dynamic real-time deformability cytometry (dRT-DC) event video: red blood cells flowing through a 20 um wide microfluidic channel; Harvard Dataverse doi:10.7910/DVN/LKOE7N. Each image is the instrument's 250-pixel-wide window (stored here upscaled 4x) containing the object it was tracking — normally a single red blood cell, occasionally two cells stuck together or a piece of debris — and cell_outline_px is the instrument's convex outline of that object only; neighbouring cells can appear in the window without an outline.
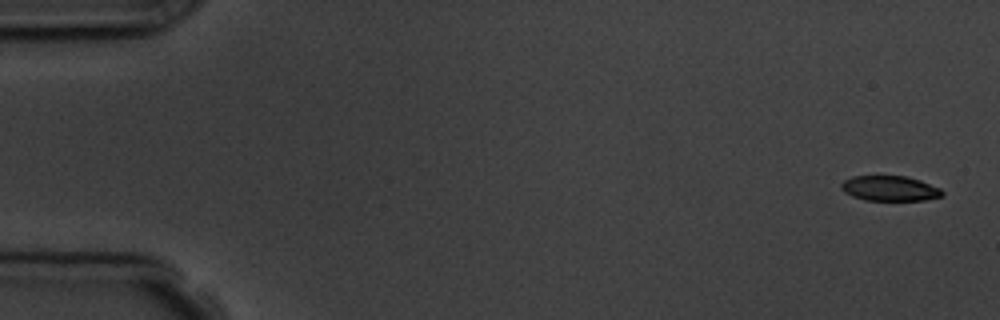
{"species": "common noctule bat (a hibernating species)", "species_latin": "Nyctalus noctula", "temperature_condition": "room temperature", "stored_images_in_passage": 5, "camera_frame_rate_fps": 3000, "um_per_image_px": 0.085, "animal": {"sex": "male", "body_mass_g": 19.5, "forearm_length_mm": 54.6}, "frame": {"image": 1, "passage_image": 1, "time_ms": 0.0, "image_size_px": [1000, 320], "cell_outline_px": [[944, 196], [924, 200], [864, 200], [852, 196], [844, 192], [840, 188], [840, 184], [844, 180], [852, 176], [904, 176], [920, 180], [940, 188], [944, 192]], "centroid_in_image_um": [75.62, 16.01], "position_along_channel_um": 9.4, "area_um2": 14.85}}
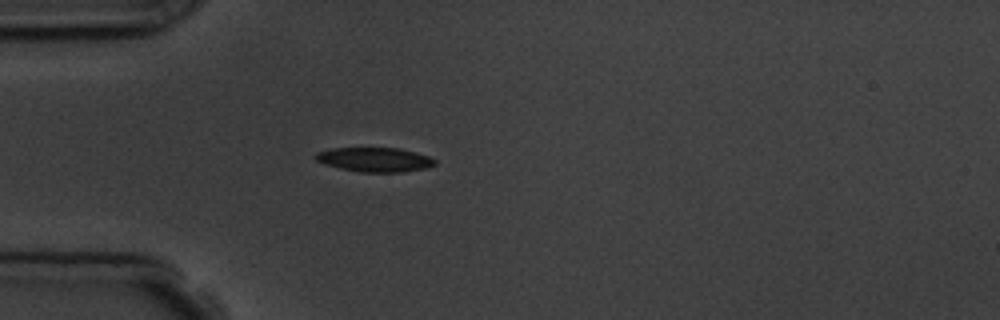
{"frame": {"image": 2, "passage_image": 5, "time_ms": 4.667, "image_size_px": [1000, 320], "cell_outline_px": [[436, 164], [424, 168], [404, 172], [360, 172], [340, 168], [324, 164], [316, 160], [312, 156], [316, 152], [332, 148], [400, 148], [416, 152], [428, 156], [436, 160]], "centroid_in_image_um": [31.82, 13.56], "position_along_channel_um": 53.2, "area_um2": 16.99}}